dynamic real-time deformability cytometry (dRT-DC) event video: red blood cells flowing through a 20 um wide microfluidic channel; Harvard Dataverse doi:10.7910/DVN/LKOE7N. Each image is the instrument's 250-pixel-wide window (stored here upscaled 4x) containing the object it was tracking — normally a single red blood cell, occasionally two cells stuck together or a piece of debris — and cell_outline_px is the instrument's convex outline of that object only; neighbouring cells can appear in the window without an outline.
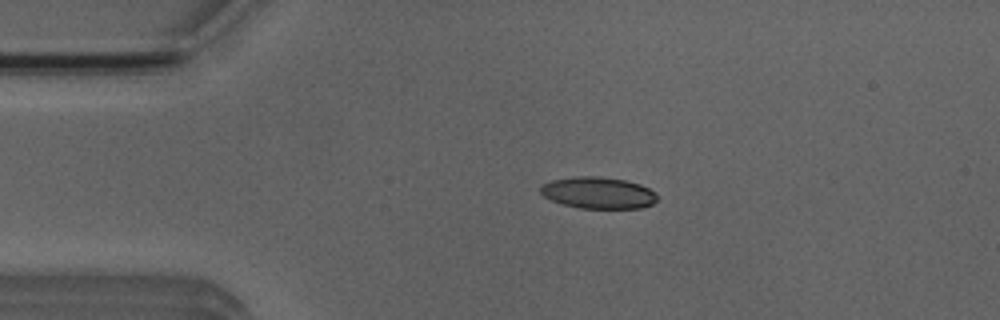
{"species": "Egyptian fruit bat (a non-hibernating species)", "species_latin": "Rousettus aegyptiacus", "temperature_condition": "room temperature", "stored_images_in_passage": 4, "camera_frame_rate_fps": 3000, "um_per_image_px": 0.085, "animal": {"sex": "male"}, "frame": {"image": 1, "passage_image": 3, "time_ms": 2.333, "image_size_px": [1000, 320], "cell_outline_px": [[656, 200], [652, 204], [640, 208], [580, 208], [564, 204], [552, 200], [544, 196], [540, 192], [540, 188], [544, 184], [552, 180], [576, 176], [596, 176], [624, 180], [640, 184], [656, 192]], "centroid_in_image_um": [50.86, 16.39], "position_along_channel_um": 34.1, "area_um2": 21.27}}